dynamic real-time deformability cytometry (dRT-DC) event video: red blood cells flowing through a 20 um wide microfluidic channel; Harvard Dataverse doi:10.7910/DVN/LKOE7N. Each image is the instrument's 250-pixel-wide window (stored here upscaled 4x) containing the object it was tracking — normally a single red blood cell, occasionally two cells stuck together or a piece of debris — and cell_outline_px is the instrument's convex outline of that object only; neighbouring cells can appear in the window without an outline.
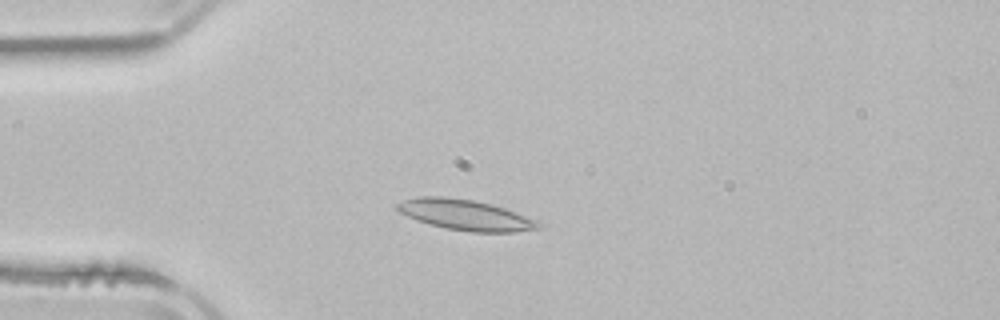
{"species": "common noctule bat (a hibernating species)", "species_latin": "Nyctalus noctula", "temperature_condition": "room temperature", "stored_images_in_passage": 3, "camera_frame_rate_fps": 3000, "um_per_image_px": 0.085, "animal": {"sex": "male", "body_mass_g": 21.5, "forearm_length_mm": 52.0}, "frame": {"image": 1, "passage_image": 2, "time_ms": 1.333, "image_size_px": [1000, 320], "cell_outline_px": [[540, 228], [516, 232], [472, 232], [448, 228], [428, 224], [416, 220], [400, 212], [396, 208], [396, 204], [404, 200], [420, 196], [444, 196], [472, 200], [492, 204], [504, 208], [536, 220], [540, 224]], "centroid_in_image_um": [39.54, 18.26], "position_along_channel_um": 45.5, "area_um2": 24.91}}
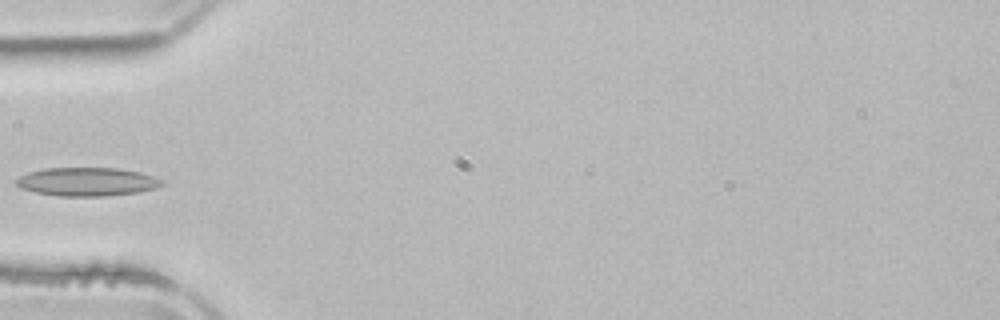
{"frame": {"image": 2, "passage_image": 3, "time_ms": 2.667, "image_size_px": [1000, 320], "cell_outline_px": [[164, 184], [156, 188], [136, 192], [104, 196], [56, 196], [36, 192], [20, 188], [12, 180], [28, 172], [48, 168], [116, 168], [140, 172], [164, 180]], "centroid_in_image_um": [7.37, 15.45], "position_along_channel_um": 77.6, "area_um2": 24.22}}